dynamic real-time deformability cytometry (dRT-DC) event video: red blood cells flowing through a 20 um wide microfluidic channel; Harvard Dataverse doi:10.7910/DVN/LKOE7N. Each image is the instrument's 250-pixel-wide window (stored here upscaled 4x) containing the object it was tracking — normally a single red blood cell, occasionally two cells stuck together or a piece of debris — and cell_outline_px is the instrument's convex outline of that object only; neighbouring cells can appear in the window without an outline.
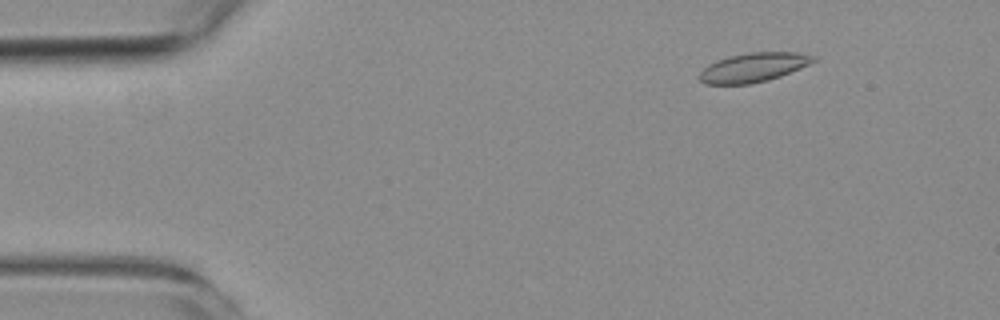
{"species": "common noctule bat (a hibernating species)", "species_latin": "Nyctalus noctula", "temperature_condition": "room temperature", "stored_images_in_passage": 5, "camera_frame_rate_fps": 3000, "um_per_image_px": 0.085, "animal": {"sex": "female", "body_mass_g": 19.3, "forearm_length_mm": 54.1}, "frame": {"image": 1, "passage_image": 2, "time_ms": 1.0, "image_size_px": [1000, 320], "cell_outline_px": [[816, 60], [800, 68], [780, 76], [768, 80], [752, 84], [704, 84], [696, 76], [708, 64], [716, 60], [728, 56], [752, 52], [796, 52], [816, 56]], "centroid_in_image_um": [64.0, 5.73], "position_along_channel_um": 21.0, "area_um2": 19.42}}
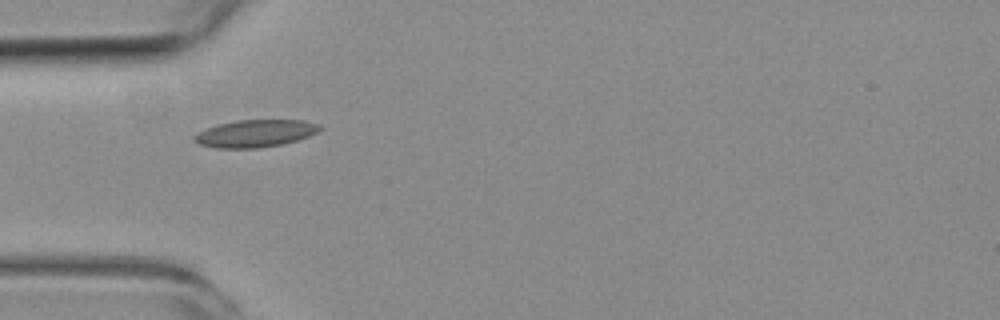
{"frame": {"image": 2, "passage_image": 4, "time_ms": 4.333, "image_size_px": [1000, 320], "cell_outline_px": [[324, 128], [308, 136], [296, 140], [280, 144], [256, 148], [216, 148], [200, 144], [192, 140], [192, 136], [196, 132], [216, 124], [236, 120], [304, 120], [320, 124]], "centroid_in_image_um": [21.65, 11.33], "position_along_channel_um": 63.3, "area_um2": 20.11}}
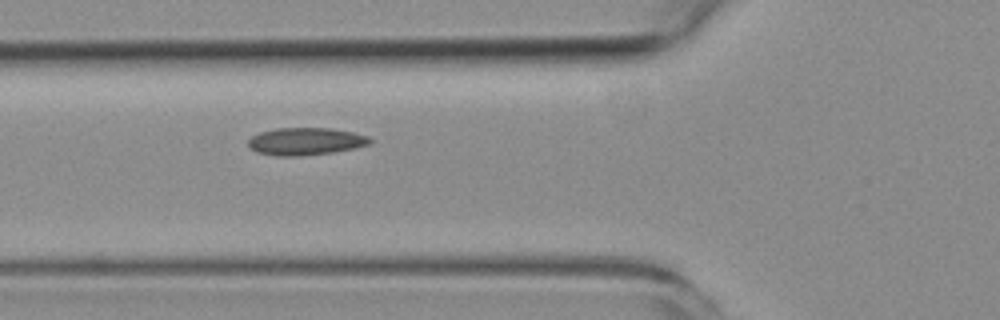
{"frame": {"image": 3, "passage_image": 5, "time_ms": 5.333, "image_size_px": [1000, 320], "cell_outline_px": [[372, 140], [368, 144], [356, 148], [332, 152], [300, 156], [276, 156], [256, 152], [248, 144], [248, 140], [252, 136], [260, 132], [276, 128], [332, 128], [352, 132], [368, 136]], "centroid_in_image_um": [25.97, 12.01], "position_along_channel_um": 99.8, "area_um2": 19.42}}